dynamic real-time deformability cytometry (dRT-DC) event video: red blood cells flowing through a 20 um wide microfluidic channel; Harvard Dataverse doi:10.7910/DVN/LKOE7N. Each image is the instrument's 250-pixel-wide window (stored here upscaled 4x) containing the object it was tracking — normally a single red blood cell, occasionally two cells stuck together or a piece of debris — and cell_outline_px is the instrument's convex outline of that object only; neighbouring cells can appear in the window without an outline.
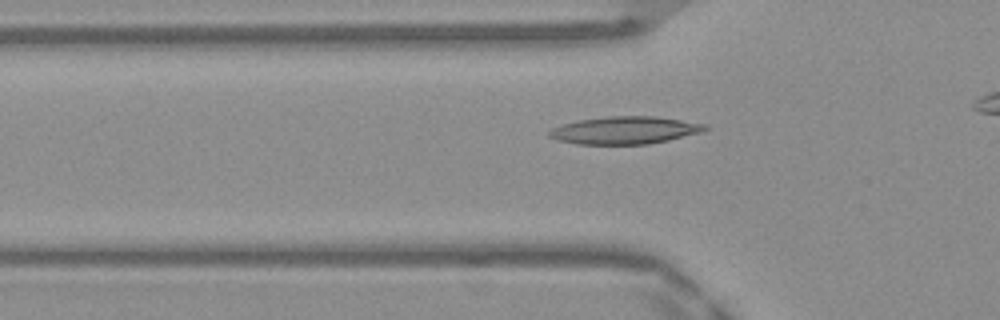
{"species": "Egyptian fruit bat (a non-hibernating species)", "species_latin": "Rousettus aegyptiacus", "temperature_condition": "warm", "stored_images_in_passage": 37, "camera_frame_rate_fps": 3000, "um_per_image_px": 0.085, "frame": {"image": 1, "passage_image": 9, "time_ms": 2.667, "image_size_px": [1000, 320], "cell_outline_px": [[708, 128], [700, 132], [668, 140], [648, 144], [576, 144], [560, 140], [548, 136], [548, 132], [552, 128], [564, 124], [580, 120], [608, 116], [656, 116], [708, 124]], "centroid_in_image_um": [53.13, 11.07], "position_along_channel_um": 72.7, "area_um2": 24.8}}
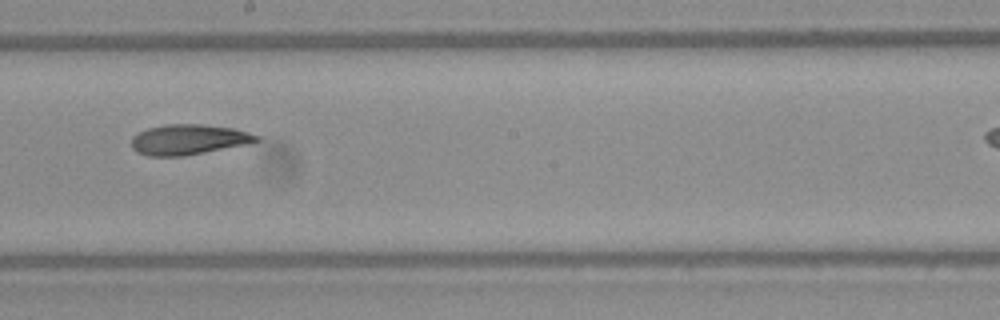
{"frame": {"image": 2, "passage_image": 21, "time_ms": 6.667, "image_size_px": [1000, 320], "cell_outline_px": [[260, 140], [248, 144], [184, 156], [148, 156], [136, 152], [132, 148], [132, 136], [148, 128], [164, 124], [200, 124], [232, 128], [248, 132], [260, 136]], "centroid_in_image_um": [16.02, 11.86], "position_along_channel_um": 232.2, "area_um2": 22.08}}
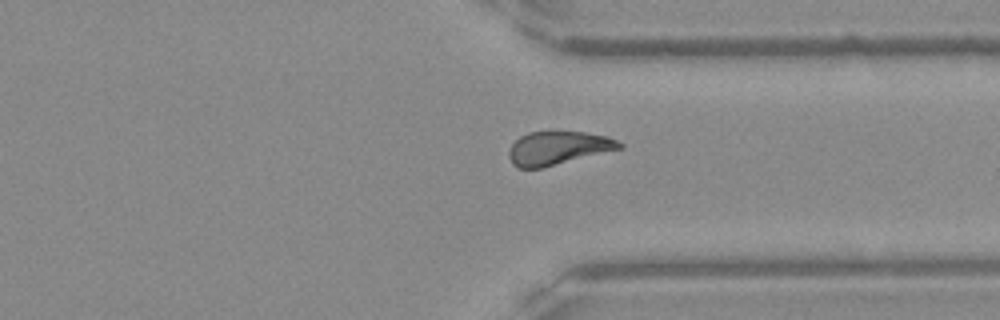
{"frame": {"image": 3, "passage_image": 31, "time_ms": 10.0, "image_size_px": [1000, 320], "cell_outline_px": [[624, 148], [540, 168], [516, 168], [512, 164], [508, 156], [508, 152], [512, 144], [520, 136], [528, 132], [584, 132], [608, 136], [624, 144]], "centroid_in_image_um": [47.43, 12.59], "position_along_channel_um": 364.0, "area_um2": 21.5}, "authors_computed_cell_mechanics": {"area_um2": 22.0796, "velocity_mm_per_s": 3.9621, "shape_relaxation_time_tau1_ms": null, "shape_relaxation_time_tau2_ms": 6.0848, "deformation_change_tau1": null, "deformation_change_tau2": 0.1391}}